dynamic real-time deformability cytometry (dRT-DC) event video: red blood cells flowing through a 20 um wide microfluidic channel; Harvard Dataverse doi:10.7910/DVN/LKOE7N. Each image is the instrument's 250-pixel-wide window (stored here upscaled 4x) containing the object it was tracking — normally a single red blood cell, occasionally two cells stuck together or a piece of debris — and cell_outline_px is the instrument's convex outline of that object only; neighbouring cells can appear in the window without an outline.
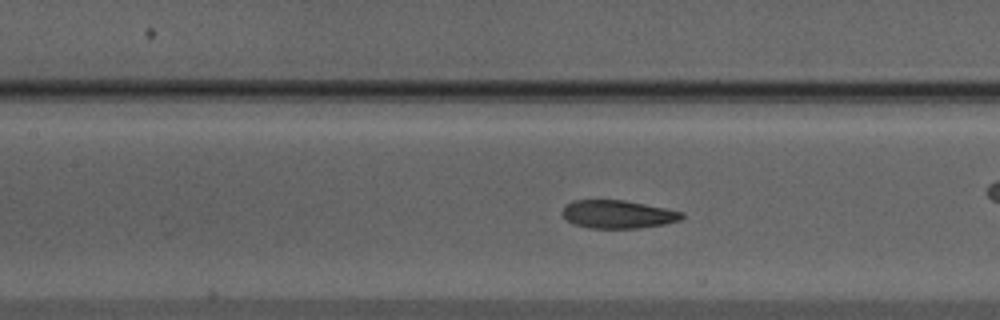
{"species": "Egyptian fruit bat (a non-hibernating species)", "species_latin": "Rousettus aegyptiacus", "temperature_condition": "warm", "stored_images_in_passage": 43, "camera_frame_rate_fps": 3000, "um_per_image_px": 0.085, "animal": {"sex": "male"}, "frame": {"image": 1, "passage_image": 19, "time_ms": 6.0, "image_size_px": [1000, 320], "cell_outline_px": [[684, 216], [680, 220], [664, 224], [640, 228], [588, 228], [572, 224], [560, 212], [572, 200], [624, 200], [684, 212]], "centroid_in_image_um": [52.51, 18.22], "position_along_channel_um": 154.9, "area_um2": 19.54}, "authors_computed_cell_mechanics": {"area_um2": 19.941, "velocity_mm_per_s": 3.9657, "shape_relaxation_time_tau1_ms": 3.3534, "shape_relaxation_time_tau2_ms": 1.4041, "deformation_change_tau1": 0.1383, "deformation_change_tau2": 0.0839}}